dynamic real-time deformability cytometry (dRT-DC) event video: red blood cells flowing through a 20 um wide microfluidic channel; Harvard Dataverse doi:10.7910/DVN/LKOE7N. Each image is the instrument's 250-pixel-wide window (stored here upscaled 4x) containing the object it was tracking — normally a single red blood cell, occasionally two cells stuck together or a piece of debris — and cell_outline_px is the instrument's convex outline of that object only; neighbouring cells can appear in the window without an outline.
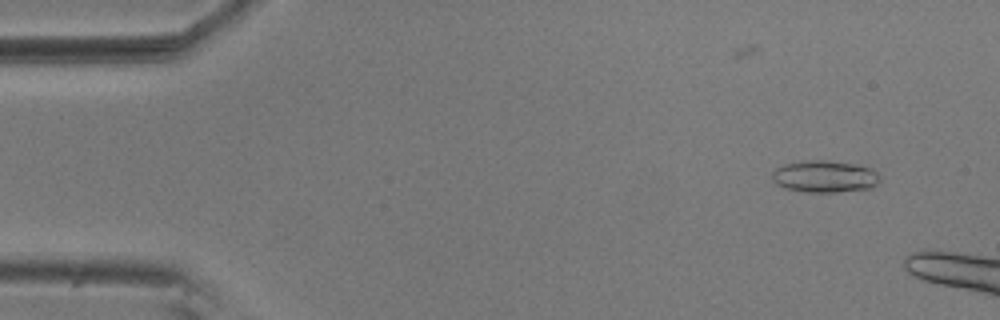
{"species": "common noctule bat (a hibernating species)", "species_latin": "Nyctalus noctula", "temperature_condition": "room temperature", "stored_images_in_passage": 12, "camera_frame_rate_fps": 3000, "um_per_image_px": 0.085, "animal": {"sex": "male", "body_mass_g": 20.5, "forearm_length_mm": 52.5}, "frame": {"image": 1, "passage_image": 4, "time_ms": 1.0, "image_size_px": [1000, 320], "cell_outline_px": [[880, 180], [872, 188], [836, 192], [804, 192], [784, 188], [776, 184], [772, 180], [772, 172], [776, 168], [784, 164], [800, 160], [828, 160], [852, 164], [872, 168], [880, 176]], "centroid_in_image_um": [70.07, 15.0], "position_along_channel_um": 14.9, "area_um2": 20.29}}